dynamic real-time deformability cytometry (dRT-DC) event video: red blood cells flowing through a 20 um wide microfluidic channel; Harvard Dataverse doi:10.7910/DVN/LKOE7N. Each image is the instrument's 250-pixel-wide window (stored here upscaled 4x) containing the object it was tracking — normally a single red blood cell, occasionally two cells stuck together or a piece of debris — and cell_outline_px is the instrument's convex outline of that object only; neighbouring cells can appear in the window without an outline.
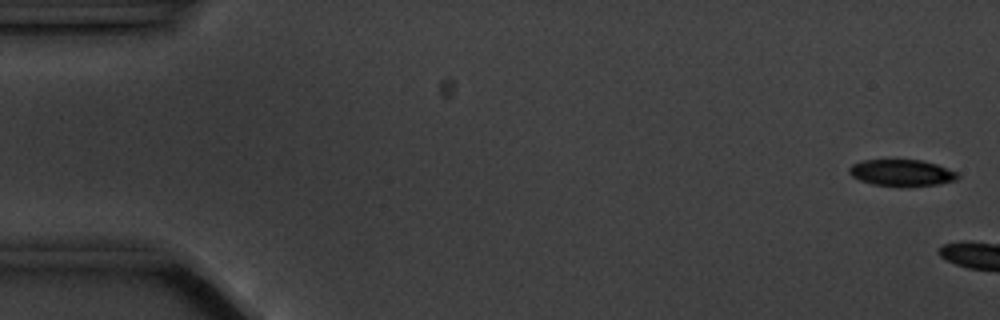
{"species": "common noctule bat (a hibernating species)", "species_latin": "Nyctalus noctula", "temperature_condition": "cold", "stored_images_in_passage": 5, "camera_frame_rate_fps": 3000, "um_per_image_px": 0.085, "animal": {"sex": "male", "body_mass_g": 20.1, "forearm_length_mm": 53.5}, "frame": {"image": 1, "passage_image": 2, "time_ms": 0.333, "image_size_px": [1000, 320], "cell_outline_px": [[960, 176], [956, 180], [936, 184], [872, 184], [860, 180], [852, 176], [848, 172], [848, 168], [852, 164], [864, 160], [924, 160], [936, 164], [956, 172]], "centroid_in_image_um": [76.61, 14.64], "position_along_channel_um": 8.4, "area_um2": 16.07}}